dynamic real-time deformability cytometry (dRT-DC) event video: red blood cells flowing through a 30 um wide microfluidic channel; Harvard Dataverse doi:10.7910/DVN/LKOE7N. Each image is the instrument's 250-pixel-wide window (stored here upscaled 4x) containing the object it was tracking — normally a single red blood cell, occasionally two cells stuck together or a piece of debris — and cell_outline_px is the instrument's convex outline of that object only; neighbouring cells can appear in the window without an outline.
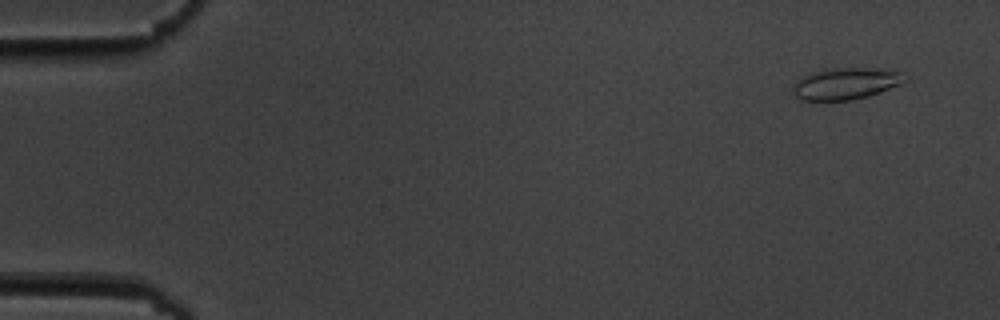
{"species": "common noctule bat (a hibernating species)", "species_latin": "Nyctalus noctula", "temperature_condition": "cold", "stored_images_in_passage": 4, "camera_frame_rate_fps": 3000, "um_per_image_px": 0.085, "animal": {"sex": "male", "body_mass_g": 19.5, "forearm_length_mm": 54.6}, "frame": {"image": 1, "passage_image": 1, "time_ms": 0.0, "image_size_px": [1000, 320], "cell_outline_px": [[904, 80], [900, 84], [880, 92], [868, 96], [852, 100], [800, 100], [792, 92], [792, 84], [796, 80], [812, 72], [824, 68], [896, 68], [900, 72]], "centroid_in_image_um": [71.86, 7.09], "position_along_channel_um": 13.1, "area_um2": 20.87}}